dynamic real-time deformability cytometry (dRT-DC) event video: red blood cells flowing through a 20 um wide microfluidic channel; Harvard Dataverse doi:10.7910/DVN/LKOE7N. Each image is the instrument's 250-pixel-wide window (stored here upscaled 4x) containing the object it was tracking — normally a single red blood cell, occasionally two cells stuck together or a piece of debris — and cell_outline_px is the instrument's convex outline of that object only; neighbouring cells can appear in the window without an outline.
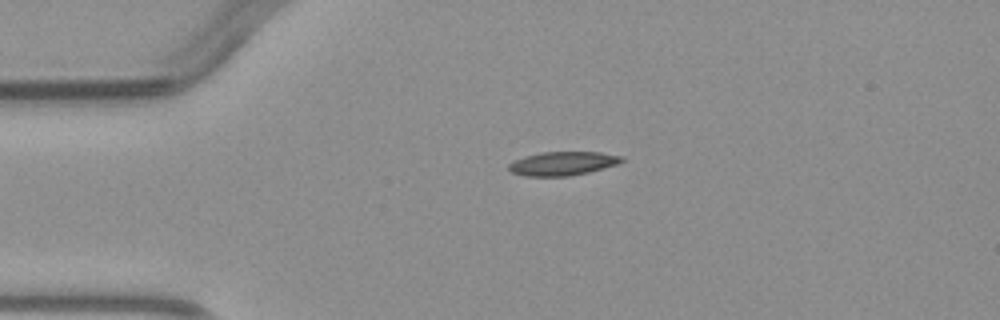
{"species": "common noctule bat (a hibernating species)", "species_latin": "Nyctalus noctula", "temperature_condition": "warm", "stored_images_in_passage": 3, "camera_frame_rate_fps": 3000, "um_per_image_px": 0.085, "animal": {"sex": "male", "body_mass_g": 23.1, "forearm_length_mm": 52.7}, "frame": {"image": 1, "passage_image": 1, "time_ms": 0.0, "image_size_px": [1000, 320], "cell_outline_px": [[624, 160], [616, 164], [588, 172], [568, 176], [524, 176], [512, 172], [508, 168], [508, 164], [524, 156], [540, 152], [600, 152], [624, 156]], "centroid_in_image_um": [47.82, 13.89], "position_along_channel_um": 37.2, "area_um2": 15.55}}
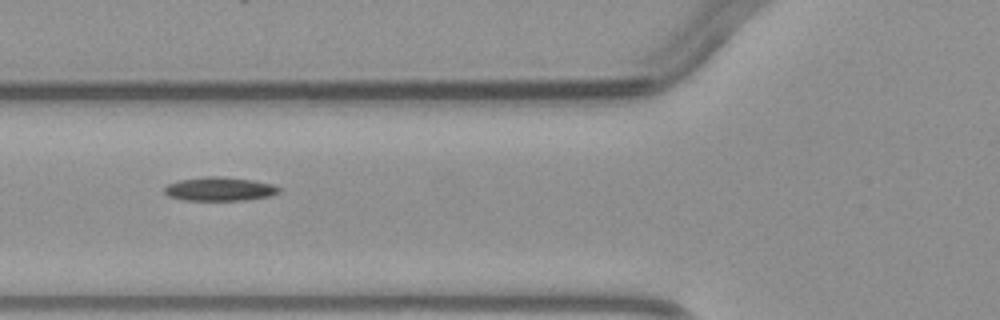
{"frame": {"image": 2, "passage_image": 3, "time_ms": 2.333, "image_size_px": [1000, 320], "cell_outline_px": [[280, 192], [272, 196], [244, 200], [184, 200], [168, 196], [164, 192], [164, 188], [168, 184], [180, 180], [208, 176], [220, 176], [252, 180], [272, 184], [280, 188]], "centroid_in_image_um": [18.68, 16.07], "position_along_channel_um": 107.1, "area_um2": 15.84}}